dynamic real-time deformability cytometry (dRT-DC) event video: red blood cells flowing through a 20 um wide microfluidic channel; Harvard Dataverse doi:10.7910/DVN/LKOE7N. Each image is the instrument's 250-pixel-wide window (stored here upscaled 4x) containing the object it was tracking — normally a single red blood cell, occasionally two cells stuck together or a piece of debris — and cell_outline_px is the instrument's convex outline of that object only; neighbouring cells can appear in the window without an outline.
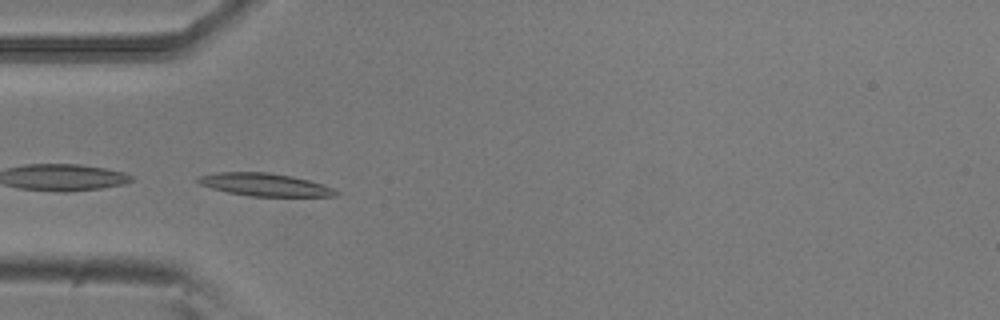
{"species": "common noctule bat (a hibernating species)", "species_latin": "Nyctalus noctula", "temperature_condition": "room temperature", "stored_images_in_passage": 53, "camera_frame_rate_fps": 3000, "um_per_image_px": 0.085, "animal": {"sex": "male", "body_mass_g": 20.5, "forearm_length_mm": 52.5}, "frame": {"image": 1, "passage_image": 16, "time_ms": 5.0, "image_size_px": [1000, 320], "cell_outline_px": [[340, 192], [336, 196], [248, 196], [228, 192], [212, 188], [200, 184], [196, 180], [196, 176], [216, 172], [268, 172], [292, 176], [324, 184]], "centroid_in_image_um": [22.49, 15.69], "position_along_channel_um": 62.5, "area_um2": 18.32}}
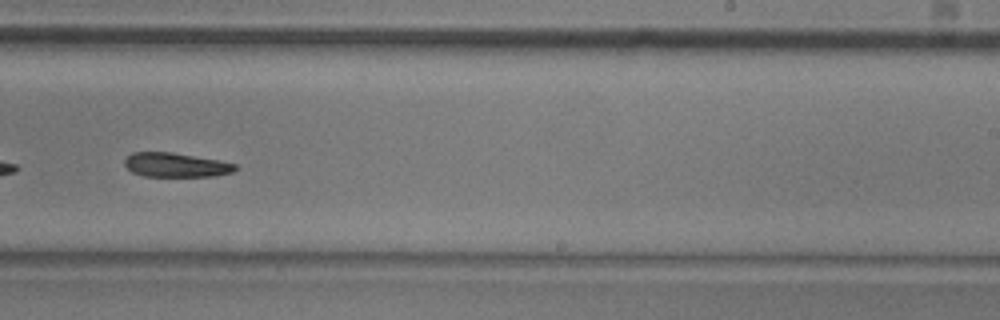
{"frame": {"image": 2, "passage_image": 33, "time_ms": 10.667, "image_size_px": [1000, 320], "cell_outline_px": [[240, 168], [232, 172], [216, 176], [144, 176], [132, 172], [124, 164], [124, 160], [132, 152], [172, 152], [220, 160], [236, 164]], "centroid_in_image_um": [14.98, 14.02], "position_along_channel_um": 274.0, "area_um2": 15.72}}
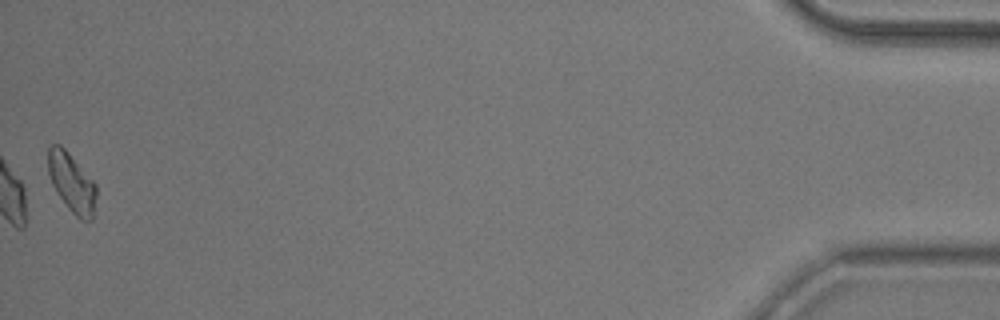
{"frame": {"image": 3, "passage_image": 53, "time_ms": 17.333, "image_size_px": [1000, 320], "cell_outline_px": [[96, 196], [92, 220], [80, 220], [68, 208], [56, 192], [52, 184], [48, 172], [48, 148], [52, 144], [60, 144], [68, 152], [96, 184]], "centroid_in_image_um": [6.09, 15.53], "position_along_channel_um": 429.1, "area_um2": 16.47}, "authors_computed_cell_mechanics": {"area_um2": 16.9354, "velocity_mm_per_s": 3.7469, "shape_relaxation_time_tau1_ms": 4.0755, "shape_relaxation_time_tau2_ms": null, "deformation_change_tau1": 0.1408, "deformation_change_tau2": null}}